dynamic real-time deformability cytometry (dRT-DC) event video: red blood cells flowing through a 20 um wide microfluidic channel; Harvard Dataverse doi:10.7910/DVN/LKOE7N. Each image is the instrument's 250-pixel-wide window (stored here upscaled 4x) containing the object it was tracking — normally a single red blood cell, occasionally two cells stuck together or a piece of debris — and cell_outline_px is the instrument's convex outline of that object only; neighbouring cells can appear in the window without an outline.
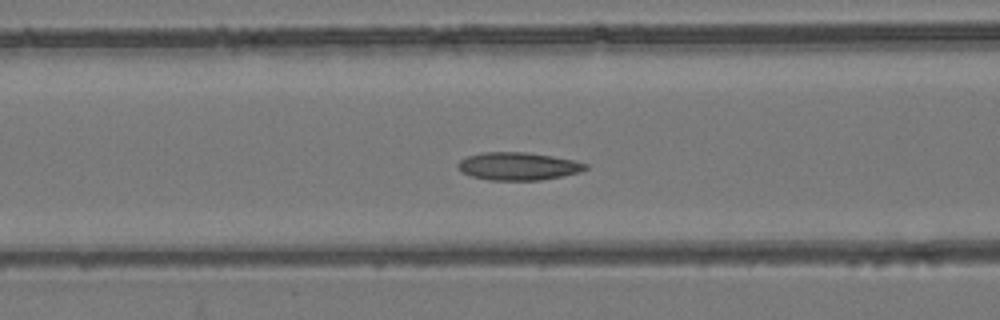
{"species": "common noctule bat (a hibernating species)", "species_latin": "Nyctalus noctula", "temperature_condition": "room temperature", "stored_images_in_passage": 55, "camera_frame_rate_fps": 3000, "um_per_image_px": 0.085, "animal": {"sex": "female", "body_mass_g": 24.6, "forearm_length_mm": 56.2}, "frame": {"image": 1, "passage_image": 23, "time_ms": 7.333, "image_size_px": [1000, 320], "cell_outline_px": [[588, 168], [580, 172], [540, 180], [488, 180], [472, 176], [460, 172], [456, 164], [460, 160], [468, 156], [484, 152], [524, 152], [552, 156], [572, 160], [588, 164]], "centroid_in_image_um": [44.01, 14.13], "position_along_channel_um": 122.6, "area_um2": 20.58}}
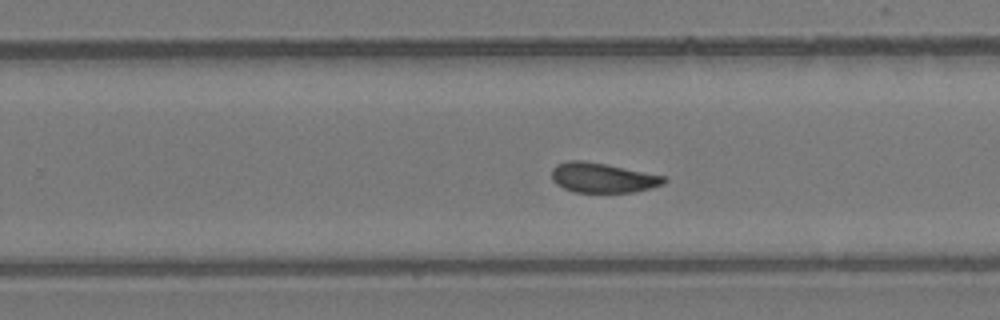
{"frame": {"image": 2, "passage_image": 35, "time_ms": 11.333, "image_size_px": [1000, 320], "cell_outline_px": [[668, 180], [664, 184], [652, 188], [632, 192], [576, 192], [564, 188], [556, 184], [552, 180], [552, 168], [556, 164], [568, 160], [584, 160], [664, 176]], "centroid_in_image_um": [51.2, 15.11], "position_along_channel_um": 278.6, "area_um2": 19.42}}
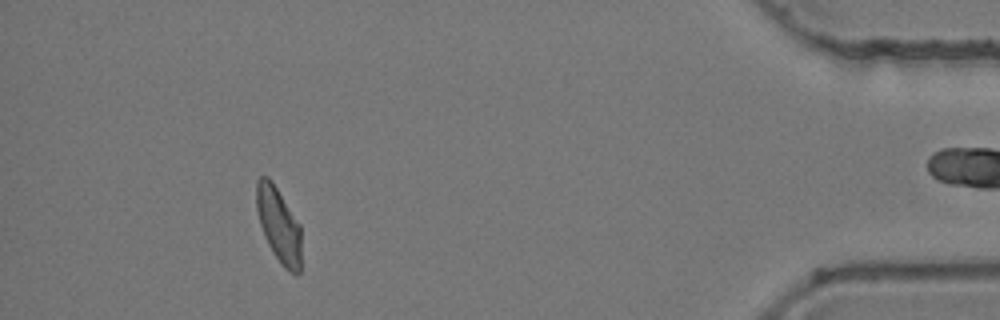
{"frame": {"image": 3, "passage_image": 50, "time_ms": 16.333, "image_size_px": [1000, 320], "cell_outline_px": [[300, 272], [296, 276], [288, 272], [280, 264], [272, 252], [264, 236], [260, 224], [256, 208], [256, 180], [260, 176], [268, 176], [272, 180], [300, 224]], "centroid_in_image_um": [23.68, 19.12], "position_along_channel_um": 411.5, "area_um2": 19.83}}